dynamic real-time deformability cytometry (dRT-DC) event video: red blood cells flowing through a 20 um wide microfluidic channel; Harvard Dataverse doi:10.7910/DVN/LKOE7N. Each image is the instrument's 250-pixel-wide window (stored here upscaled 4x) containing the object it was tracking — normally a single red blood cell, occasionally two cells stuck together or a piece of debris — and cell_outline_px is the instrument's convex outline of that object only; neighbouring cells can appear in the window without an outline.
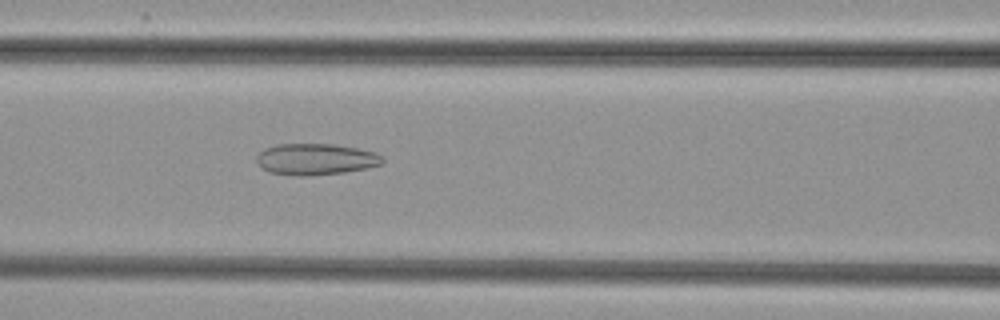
{"species": "common noctule bat (a hibernating species)", "species_latin": "Nyctalus noctula", "temperature_condition": "cold", "stored_images_in_passage": 46, "camera_frame_rate_fps": 3000, "um_per_image_px": 0.085, "animal": {"sex": "female", "body_mass_g": 29.2, "forearm_length_mm": 56.3}, "frame": {"image": 1, "passage_image": 16, "time_ms": 5.0, "image_size_px": [1000, 320], "cell_outline_px": [[384, 164], [368, 168], [344, 172], [308, 176], [296, 176], [268, 172], [260, 168], [256, 164], [256, 156], [264, 148], [276, 144], [336, 144], [376, 152], [384, 156]], "centroid_in_image_um": [26.83, 13.54], "position_along_channel_um": 139.8, "area_um2": 23.47}}
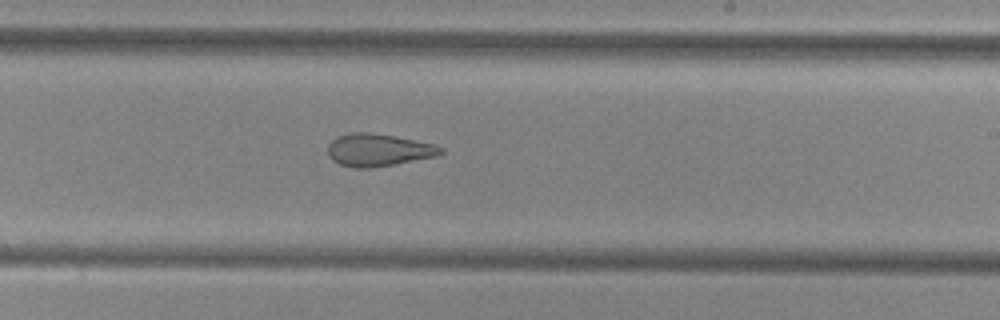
{"frame": {"image": 2, "passage_image": 25, "time_ms": 8.0, "image_size_px": [1000, 320], "cell_outline_px": [[444, 152], [440, 156], [372, 168], [352, 168], [340, 164], [332, 160], [328, 156], [328, 144], [336, 136], [348, 132], [368, 132], [392, 136], [432, 144], [444, 148]], "centroid_in_image_um": [32.13, 12.76], "position_along_channel_um": 256.9, "area_um2": 21.5}}
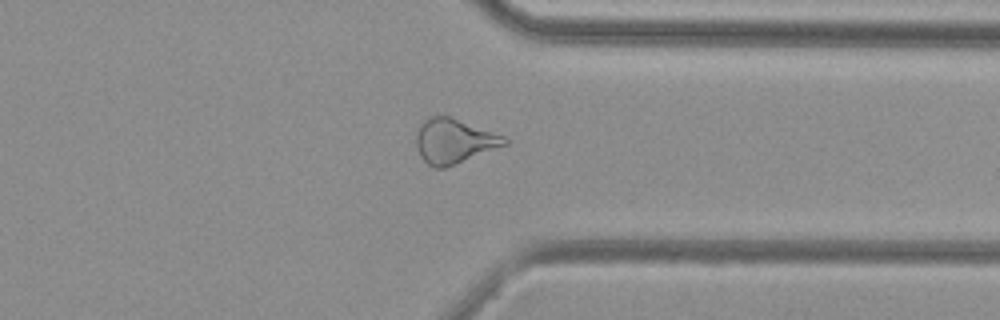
{"frame": {"image": 3, "passage_image": 34, "time_ms": 11.0, "image_size_px": [1000, 320], "cell_outline_px": [[508, 144], [444, 168], [432, 168], [420, 156], [416, 144], [416, 132], [420, 124], [428, 116], [448, 116], [504, 136], [508, 140]], "centroid_in_image_um": [38.55, 12.0], "position_along_channel_um": 372.8, "area_um2": 22.72}}